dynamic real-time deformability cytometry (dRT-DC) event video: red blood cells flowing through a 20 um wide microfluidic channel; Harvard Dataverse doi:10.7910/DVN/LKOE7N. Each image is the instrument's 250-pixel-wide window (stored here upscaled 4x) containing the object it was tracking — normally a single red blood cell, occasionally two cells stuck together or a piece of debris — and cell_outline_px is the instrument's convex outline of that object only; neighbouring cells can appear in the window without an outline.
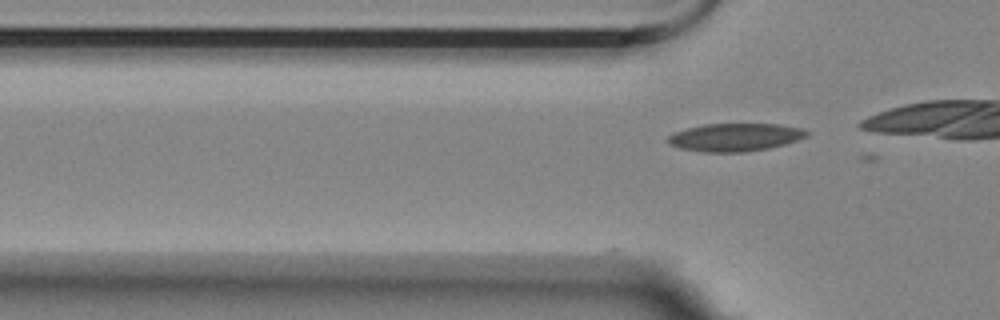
{"species": "Egyptian fruit bat (a non-hibernating species)", "species_latin": "Rousettus aegyptiacus", "temperature_condition": "room temperature", "stored_images_in_passage": 3, "camera_frame_rate_fps": 3000, "um_per_image_px": 0.085, "animal": {"sex": "female"}, "frame": {"image": 1, "passage_image": 3, "time_ms": 0.667, "image_size_px": [1000, 320], "cell_outline_px": [[808, 136], [784, 144], [768, 148], [744, 152], [704, 152], [680, 148], [668, 144], [664, 140], [668, 136], [676, 132], [688, 128], [704, 124], [780, 124], [800, 128], [808, 132]], "centroid_in_image_um": [62.44, 11.67], "position_along_channel_um": 63.4, "area_um2": 22.48}}